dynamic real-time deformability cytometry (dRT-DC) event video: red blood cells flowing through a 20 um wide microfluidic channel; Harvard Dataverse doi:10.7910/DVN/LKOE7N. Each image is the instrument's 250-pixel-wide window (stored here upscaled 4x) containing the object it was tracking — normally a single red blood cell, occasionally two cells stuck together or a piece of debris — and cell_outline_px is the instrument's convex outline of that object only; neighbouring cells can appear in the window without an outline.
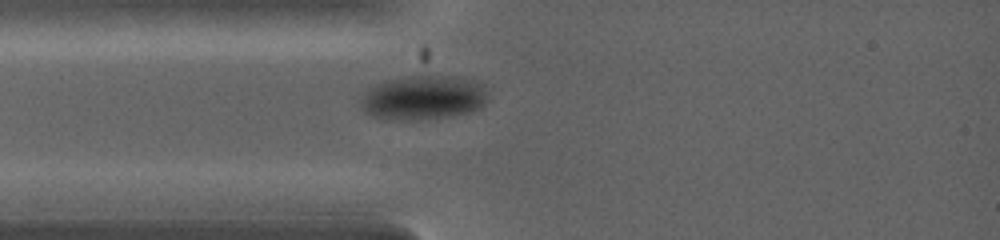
{"species": "common noctule bat (a hibernating species)", "species_latin": "Nyctalus noctula", "temperature_condition": "warm", "stored_images_in_passage": 27, "camera_frame_rate_fps": 5000, "um_per_image_px": 0.085, "animal": {"sex": "female", "body_mass_g": 19.0, "forearm_length_mm": 53.3}, "frame": {"image": 1, "passage_image": 1, "time_ms": 0.0, "image_size_px": [1000, 240], "cell_outline_px": [[488, 100], [484, 104], [468, 112], [452, 116], [408, 120], [372, 116], [364, 112], [364, 96], [368, 88], [384, 80], [408, 76], [452, 76], [468, 80], [480, 84]], "centroid_in_image_um": [35.96, 8.29], "position_along_channel_um": 49.0, "area_um2": 31.91}}
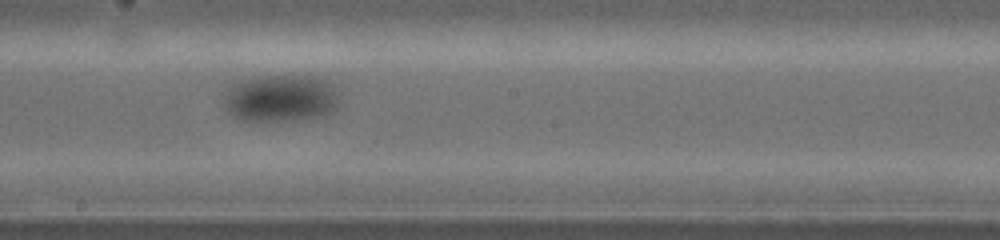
{"frame": {"image": 2, "passage_image": 10, "time_ms": 3.2, "image_size_px": [1000, 240], "cell_outline_px": [[336, 112], [324, 116], [304, 120], [240, 120], [232, 116], [224, 108], [224, 92], [228, 84], [240, 80], [260, 76], [328, 76], [336, 84]], "centroid_in_image_um": [23.89, 8.33], "position_along_channel_um": 224.3, "area_um2": 32.83}}
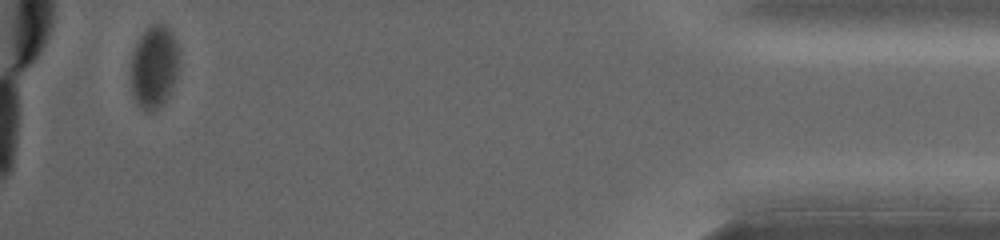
{"frame": {"image": 3, "passage_image": 24, "time_ms": 8.4, "image_size_px": [1000, 240], "cell_outline_px": [[180, 68], [172, 92], [156, 108], [144, 112], [136, 104], [132, 96], [128, 76], [132, 52], [140, 36], [152, 24], [160, 20], [172, 32], [176, 40], [180, 52]], "centroid_in_image_um": [13.09, 5.67], "position_along_channel_um": 422.1, "area_um2": 24.45}}